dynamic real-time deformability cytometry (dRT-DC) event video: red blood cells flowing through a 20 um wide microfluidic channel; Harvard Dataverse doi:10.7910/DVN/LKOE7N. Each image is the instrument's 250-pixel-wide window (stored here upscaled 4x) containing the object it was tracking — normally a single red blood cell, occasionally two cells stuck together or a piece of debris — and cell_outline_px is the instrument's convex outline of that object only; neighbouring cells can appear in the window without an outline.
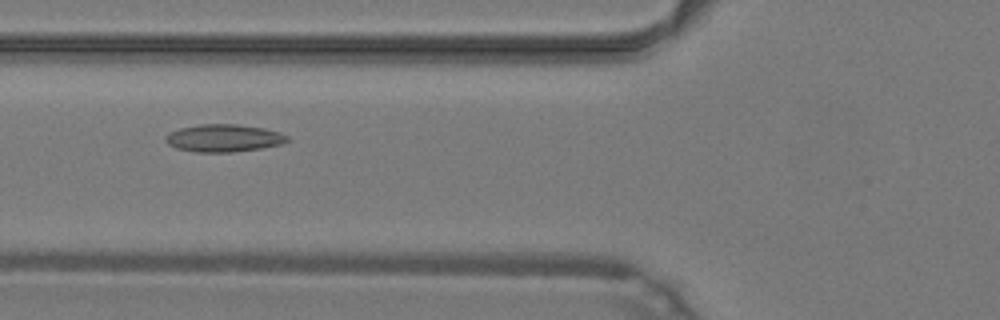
{"species": "common noctule bat (a hibernating species)", "species_latin": "Nyctalus noctula", "temperature_condition": "warm", "stored_images_in_passage": 31, "camera_frame_rate_fps": 3000, "um_per_image_px": 0.085, "animal": {"sex": "male", "body_mass_g": 19.2, "forearm_length_mm": 51.8}, "frame": {"image": 1, "passage_image": 3, "time_ms": 0.667, "image_size_px": [1000, 320], "cell_outline_px": [[288, 140], [280, 144], [260, 148], [232, 152], [196, 152], [176, 148], [168, 144], [164, 140], [164, 136], [168, 132], [180, 128], [200, 124], [236, 124], [264, 128], [280, 132], [288, 136]], "centroid_in_image_um": [18.97, 11.73], "position_along_channel_um": 106.8, "area_um2": 19.54}}
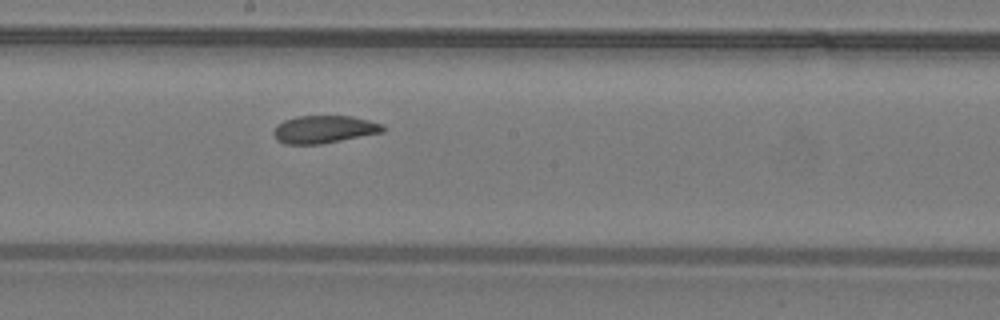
{"frame": {"image": 2, "passage_image": 11, "time_ms": 3.333, "image_size_px": [1000, 320], "cell_outline_px": [[384, 132], [320, 144], [284, 144], [276, 140], [272, 132], [276, 124], [284, 120], [296, 116], [352, 116], [384, 124]], "centroid_in_image_um": [27.51, 10.99], "position_along_channel_um": 220.7, "area_um2": 17.74}}
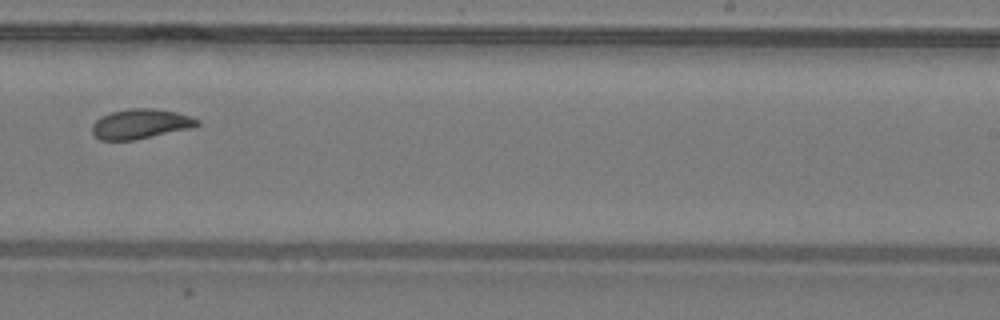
{"frame": {"image": 3, "passage_image": 15, "time_ms": 4.667, "image_size_px": [1000, 320], "cell_outline_px": [[200, 124], [192, 128], [136, 140], [100, 140], [92, 132], [92, 124], [100, 116], [112, 112], [128, 108], [152, 108], [176, 112], [192, 116], [200, 120]], "centroid_in_image_um": [11.97, 10.53], "position_along_channel_um": 277.0, "area_um2": 18.44}}